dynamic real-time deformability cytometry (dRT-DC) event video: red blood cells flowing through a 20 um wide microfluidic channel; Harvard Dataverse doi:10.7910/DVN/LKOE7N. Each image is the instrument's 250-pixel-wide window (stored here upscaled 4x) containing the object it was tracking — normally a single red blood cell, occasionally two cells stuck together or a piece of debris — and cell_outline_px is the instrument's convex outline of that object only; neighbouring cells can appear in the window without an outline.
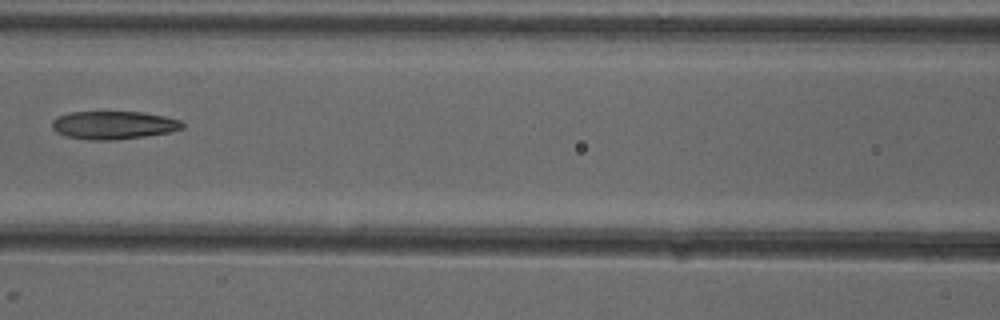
{"species": "common noctule bat (a hibernating species)", "species_latin": "Nyctalus noctula", "temperature_condition": "cold", "stored_images_in_passage": 8, "camera_frame_rate_fps": 3000, "um_per_image_px": 0.085, "animal": {"sex": "female"}, "frame": {"image": 1, "passage_image": 6, "time_ms": 6.667, "image_size_px": [1000, 320], "cell_outline_px": [[184, 128], [168, 132], [144, 136], [116, 140], [92, 140], [68, 136], [56, 132], [52, 128], [52, 120], [56, 116], [68, 112], [144, 112], [164, 116], [180, 120], [184, 124]], "centroid_in_image_um": [9.63, 10.62], "position_along_channel_um": 157.0, "area_um2": 21.33}}
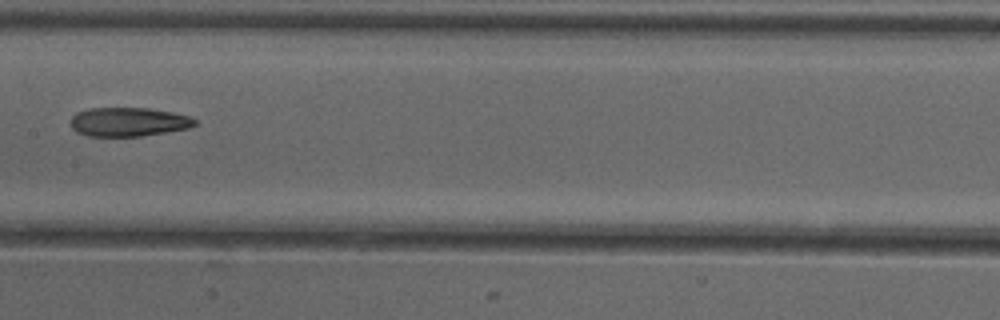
{"frame": {"image": 2, "passage_image": 7, "time_ms": 7.667, "image_size_px": [1000, 320], "cell_outline_px": [[196, 124], [188, 128], [140, 136], [88, 136], [76, 132], [72, 128], [72, 116], [76, 112], [92, 108], [148, 108], [172, 112], [192, 116], [196, 120]], "centroid_in_image_um": [10.92, 10.35], "position_along_channel_um": 196.5, "area_um2": 20.87}}
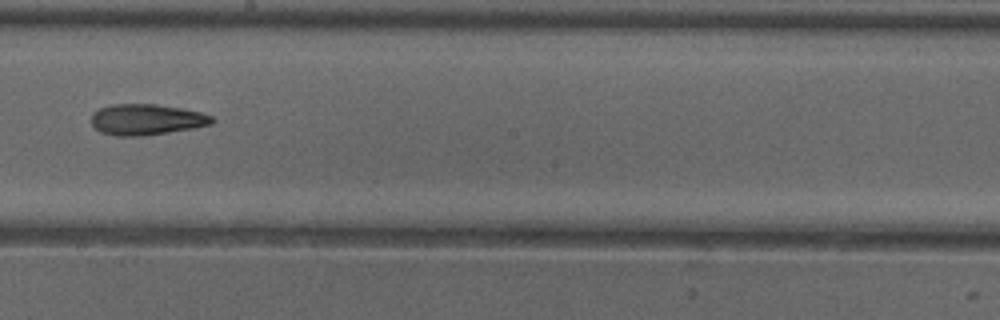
{"frame": {"image": 3, "passage_image": 8, "time_ms": 8.667, "image_size_px": [1000, 320], "cell_outline_px": [[216, 120], [212, 124], [192, 128], [144, 136], [116, 136], [100, 132], [92, 124], [92, 112], [100, 108], [112, 104], [156, 104], [180, 108], [200, 112], [212, 116]], "centroid_in_image_um": [12.44, 10.16], "position_along_channel_um": 235.8, "area_um2": 21.73}}